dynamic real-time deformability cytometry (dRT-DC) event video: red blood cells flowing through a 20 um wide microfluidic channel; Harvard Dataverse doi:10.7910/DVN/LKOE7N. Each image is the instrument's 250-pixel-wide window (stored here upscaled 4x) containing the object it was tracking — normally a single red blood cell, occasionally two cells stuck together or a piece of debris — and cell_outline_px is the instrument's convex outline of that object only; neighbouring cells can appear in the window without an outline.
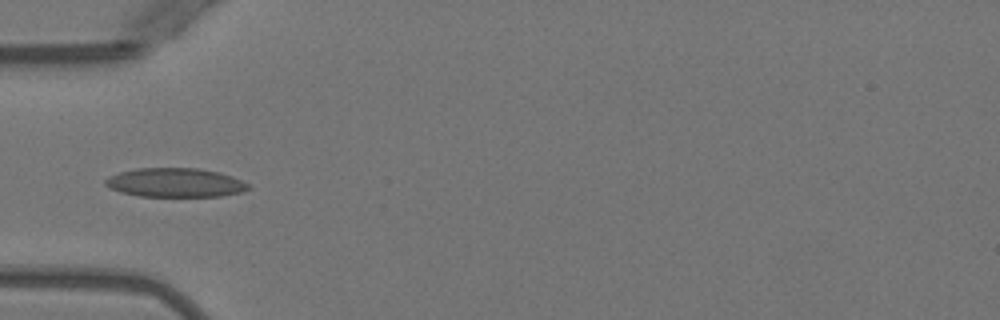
{"species": "Egyptian fruit bat (a non-hibernating species)", "species_latin": "Rousettus aegyptiacus", "temperature_condition": "warm", "stored_images_in_passage": 1, "camera_frame_rate_fps": 3000, "um_per_image_px": 0.085, "animal": {"sex": "female"}, "frame": {"image": 1, "passage_image": 1, "time_ms": 0.0, "image_size_px": [1000, 320], "cell_outline_px": [[252, 188], [244, 192], [220, 196], [140, 196], [120, 192], [104, 184], [104, 180], [108, 176], [120, 172], [136, 168], [196, 168], [220, 172], [232, 176], [248, 184]], "centroid_in_image_um": [14.91, 15.52], "position_along_channel_um": 70.1, "area_um2": 24.22}}